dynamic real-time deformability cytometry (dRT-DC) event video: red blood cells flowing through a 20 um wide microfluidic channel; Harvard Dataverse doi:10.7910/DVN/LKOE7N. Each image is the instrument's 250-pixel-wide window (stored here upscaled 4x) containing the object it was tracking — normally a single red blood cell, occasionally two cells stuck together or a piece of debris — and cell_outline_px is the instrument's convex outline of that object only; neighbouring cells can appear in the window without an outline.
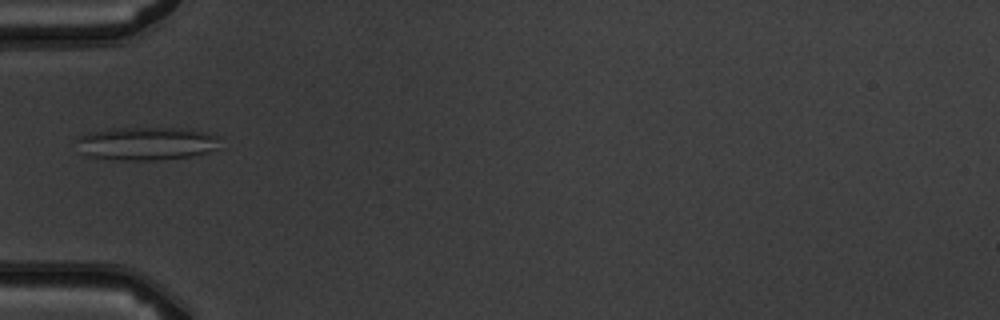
{"species": "common noctule bat (a hibernating species)", "species_latin": "Nyctalus noctula", "temperature_condition": "warm", "stored_images_in_passage": 6, "camera_frame_rate_fps": 3000, "um_per_image_px": 0.085, "animal": {"sex": "male", "body_mass_g": 19.5, "forearm_length_mm": 54.6}, "frame": {"image": 1, "passage_image": 5, "time_ms": 4.667, "image_size_px": [1000, 320], "cell_outline_px": [[220, 136], [216, 148], [208, 152], [188, 156], [156, 160], [112, 160], [88, 156], [80, 152], [76, 140], [80, 136], [92, 132], [108, 128], [180, 128]], "centroid_in_image_um": [12.38, 12.2], "position_along_channel_um": 72.6, "area_um2": 27.57}}
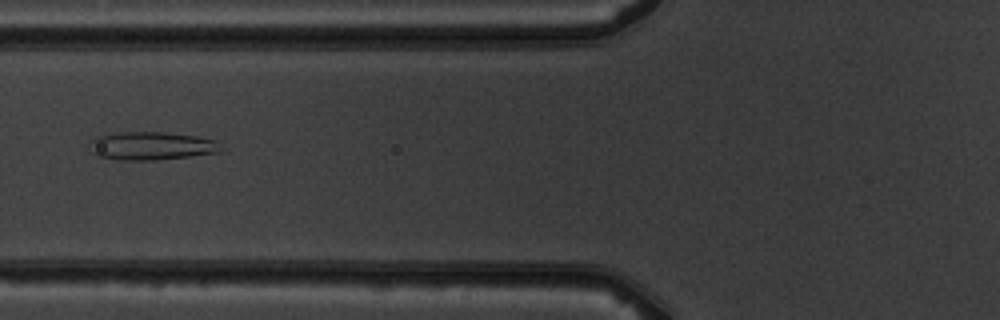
{"frame": {"image": 2, "passage_image": 6, "time_ms": 5.667, "image_size_px": [1000, 320], "cell_outline_px": [[220, 152], [156, 160], [120, 160], [96, 156], [88, 148], [88, 140], [96, 136], [120, 132], [160, 132], [196, 136], [216, 140]], "centroid_in_image_um": [12.76, 12.4], "position_along_channel_um": 113.0, "area_um2": 21.56}}